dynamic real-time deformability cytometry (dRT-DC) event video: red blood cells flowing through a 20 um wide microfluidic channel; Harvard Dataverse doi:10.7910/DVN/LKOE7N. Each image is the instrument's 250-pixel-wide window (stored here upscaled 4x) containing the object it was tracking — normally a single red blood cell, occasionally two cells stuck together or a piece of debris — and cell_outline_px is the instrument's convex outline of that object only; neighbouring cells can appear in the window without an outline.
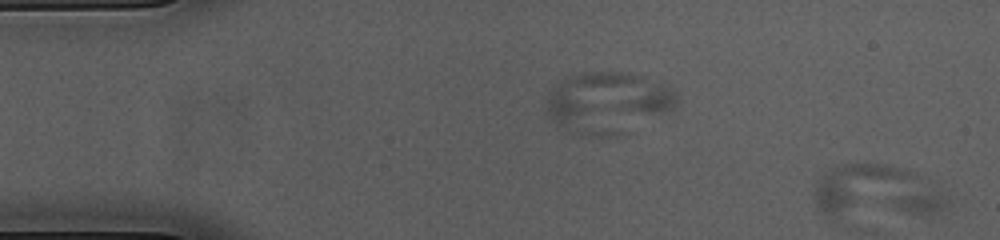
{"species": "common noctule bat (a hibernating species)", "species_latin": "Nyctalus noctula", "temperature_condition": "cold", "stored_images_in_passage": 10, "segment_of_instrument_passage": [2, 2], "camera_frame_rate_fps": 3000, "um_per_image_px": 0.085, "animal": {"sex": "female", "body_mass_g": 23.0, "forearm_length_mm": 53.4}, "frame": {"image": 1, "passage_image": 10, "time_ms": 3.0, "image_size_px": [1000, 240], "cell_outline_px": [[948, 200], [944, 208], [924, 216], [832, 220], [828, 220], [816, 204], [816, 184], [824, 172], [828, 168], [836, 164], [892, 164], [904, 168], [920, 176], [944, 196]], "centroid_in_image_um": [74.39, 16.39], "position_along_channel_um": 10.6, "area_um2": 42.77}}